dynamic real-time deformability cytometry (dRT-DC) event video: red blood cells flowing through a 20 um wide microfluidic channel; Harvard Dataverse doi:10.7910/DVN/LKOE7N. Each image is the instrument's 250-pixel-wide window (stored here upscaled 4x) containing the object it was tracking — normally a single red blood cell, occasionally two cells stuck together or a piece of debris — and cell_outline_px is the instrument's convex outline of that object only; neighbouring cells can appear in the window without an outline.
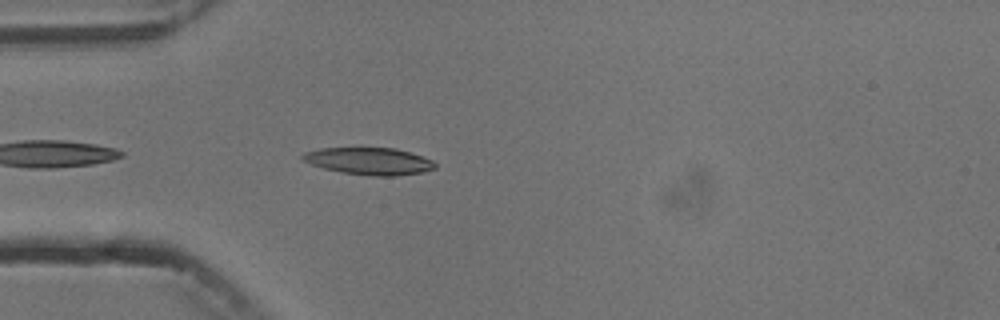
{"species": "common noctule bat (a hibernating species)", "species_latin": "Nyctalus noctula", "temperature_condition": "cold", "stored_images_in_passage": 4, "camera_frame_rate_fps": 3000, "um_per_image_px": 0.085, "animal": {"sex": "male", "body_mass_g": 13.3}, "frame": {"image": 1, "passage_image": 4, "time_ms": 3.667, "image_size_px": [1000, 320], "cell_outline_px": [[436, 168], [420, 172], [396, 176], [372, 176], [340, 172], [324, 168], [312, 164], [304, 160], [300, 156], [304, 152], [320, 148], [396, 148], [432, 160], [436, 164]], "centroid_in_image_um": [31.36, 13.7], "position_along_channel_um": 53.6, "area_um2": 20.75}}